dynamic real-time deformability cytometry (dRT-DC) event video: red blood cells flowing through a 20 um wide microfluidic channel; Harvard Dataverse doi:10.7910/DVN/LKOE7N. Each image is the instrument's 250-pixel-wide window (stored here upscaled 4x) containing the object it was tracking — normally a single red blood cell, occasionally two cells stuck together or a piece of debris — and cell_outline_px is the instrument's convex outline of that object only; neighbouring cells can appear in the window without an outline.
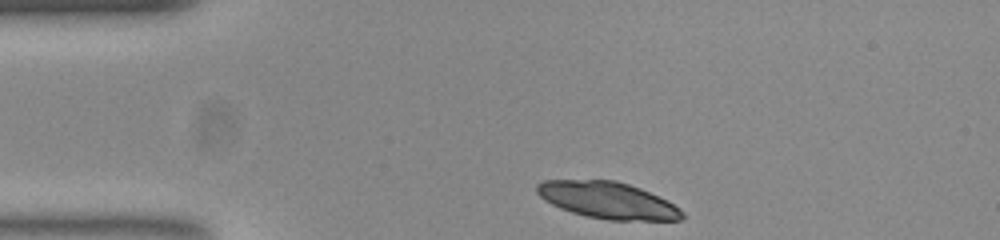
{"species": "common noctule bat (a hibernating species)", "species_latin": "Nyctalus noctula", "temperature_condition": "room temperature", "stored_images_in_passage": 33, "camera_frame_rate_fps": 3000, "um_per_image_px": 0.085, "animal": {"sex": "female", "body_mass_g": 23.0, "forearm_length_mm": 53.4}, "frame": {"image": 1, "passage_image": 1, "time_ms": 0.0, "image_size_px": [1000, 240], "cell_outline_px": [[688, 216], [680, 220], [608, 220], [588, 216], [572, 212], [560, 208], [544, 200], [536, 192], [536, 184], [544, 180], [612, 180], [628, 184], [640, 188], [668, 200], [680, 208]], "centroid_in_image_um": [51.69, 17.03], "position_along_channel_um": 33.3, "area_um2": 31.1}}